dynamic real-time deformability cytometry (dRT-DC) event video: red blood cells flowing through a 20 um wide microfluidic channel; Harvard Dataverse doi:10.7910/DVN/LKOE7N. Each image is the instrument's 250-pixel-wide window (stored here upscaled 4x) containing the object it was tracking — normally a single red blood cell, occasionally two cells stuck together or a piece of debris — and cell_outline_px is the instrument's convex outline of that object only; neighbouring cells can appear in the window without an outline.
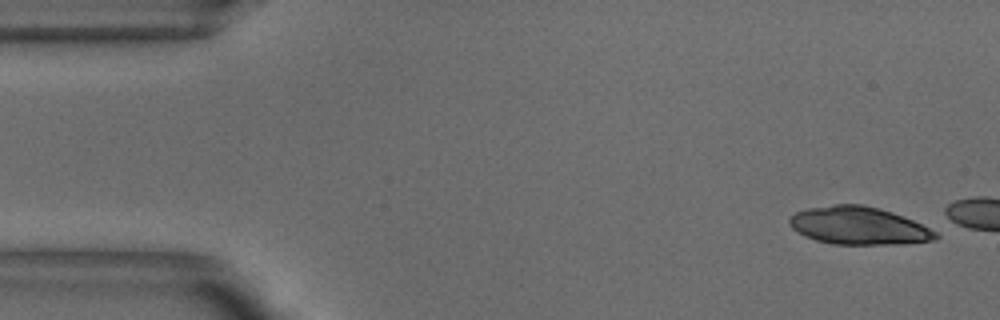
{"species": "common noctule bat (a hibernating species)", "species_latin": "Nyctalus noctula", "temperature_condition": "warm", "stored_images_in_passage": 4, "camera_frame_rate_fps": 3000, "um_per_image_px": 0.085, "animal": {"sex": "male", "body_mass_g": 18.8}, "frame": {"image": 1, "passage_image": 1, "time_ms": 0.0, "image_size_px": [1000, 320], "cell_outline_px": [[940, 236], [936, 240], [904, 244], [832, 244], [816, 240], [804, 236], [792, 228], [788, 220], [788, 216], [796, 212], [808, 208], [836, 204], [860, 204], [880, 208], [904, 216], [936, 232]], "centroid_in_image_um": [72.98, 19.19], "position_along_channel_um": 12.0, "area_um2": 32.25}}